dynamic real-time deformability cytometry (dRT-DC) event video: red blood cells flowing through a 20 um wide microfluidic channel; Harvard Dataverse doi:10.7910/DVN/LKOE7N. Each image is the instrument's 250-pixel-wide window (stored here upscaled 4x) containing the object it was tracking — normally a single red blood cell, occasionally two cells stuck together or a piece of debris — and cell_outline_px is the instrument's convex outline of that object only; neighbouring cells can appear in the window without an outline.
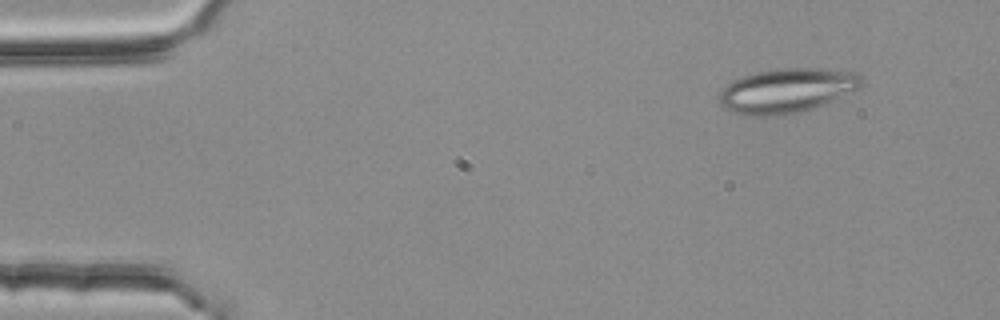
{"species": "common noctule bat (a hibernating species)", "species_latin": "Nyctalus noctula", "temperature_condition": "room temperature", "stored_images_in_passage": 3, "camera_frame_rate_fps": 3000, "um_per_image_px": 0.085, "animal": {"sex": "female", "body_mass_g": 25.1}, "frame": {"image": 1, "passage_image": 1, "time_ms": 0.0, "image_size_px": [1000, 320], "cell_outline_px": [[864, 84], [860, 88], [824, 104], [800, 112], [784, 116], [756, 116], [732, 112], [724, 108], [720, 104], [720, 92], [732, 80], [756, 72], [780, 68], [816, 68], [852, 72], [860, 76], [864, 80]], "centroid_in_image_um": [66.89, 7.71], "position_along_channel_um": 18.1, "area_um2": 36.82}}